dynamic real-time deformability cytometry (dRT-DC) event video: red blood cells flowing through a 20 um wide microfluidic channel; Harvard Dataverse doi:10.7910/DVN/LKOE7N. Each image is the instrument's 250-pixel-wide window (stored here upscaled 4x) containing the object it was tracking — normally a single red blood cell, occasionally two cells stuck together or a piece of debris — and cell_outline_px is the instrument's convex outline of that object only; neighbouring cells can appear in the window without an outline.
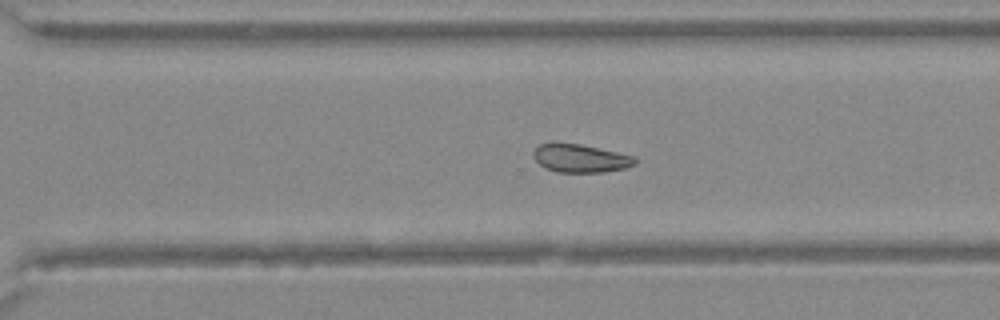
{"species": "Egyptian fruit bat (a non-hibernating species)", "species_latin": "Rousettus aegyptiacus", "temperature_condition": "warm", "stored_images_in_passage": 31, "camera_frame_rate_fps": 3000, "um_per_image_px": 0.085, "animal": {"sex": "female"}, "frame": {"image": 1, "passage_image": 18, "time_ms": 5.667, "image_size_px": [1000, 320], "cell_outline_px": [[636, 164], [624, 168], [604, 172], [556, 172], [544, 168], [532, 156], [532, 152], [540, 144], [552, 140], [580, 144], [636, 156]], "centroid_in_image_um": [49.28, 13.43], "position_along_channel_um": 321.3, "area_um2": 17.11}}